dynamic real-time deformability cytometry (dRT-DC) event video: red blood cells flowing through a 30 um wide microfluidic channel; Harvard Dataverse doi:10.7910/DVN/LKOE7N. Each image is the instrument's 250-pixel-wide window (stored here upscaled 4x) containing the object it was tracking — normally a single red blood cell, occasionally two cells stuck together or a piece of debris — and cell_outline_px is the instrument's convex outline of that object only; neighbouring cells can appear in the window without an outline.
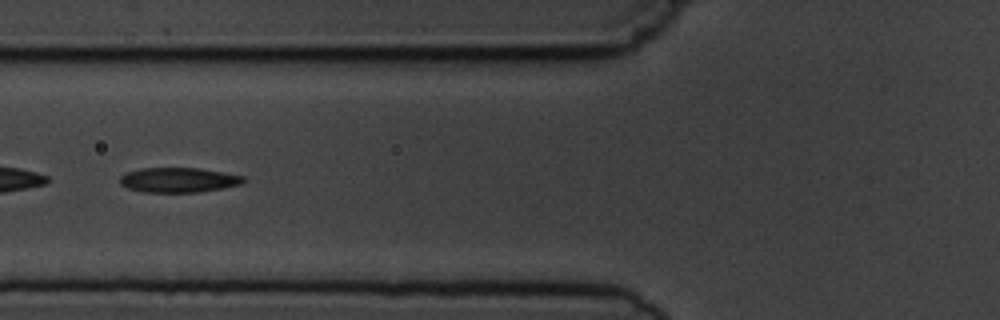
{"species": "common noctule bat (a hibernating species)", "species_latin": "Nyctalus noctula", "temperature_condition": "cold", "stored_images_in_passage": 7, "camera_frame_rate_fps": 3000, "um_per_image_px": 0.085, "animal": {"sex": "male", "body_mass_g": 19.5, "forearm_length_mm": 54.6}, "frame": {"image": 1, "passage_image": 5, "time_ms": 4.667, "image_size_px": [1000, 320], "cell_outline_px": [[248, 180], [240, 184], [220, 188], [196, 192], [144, 192], [128, 188], [120, 184], [120, 176], [128, 172], [140, 168], [200, 168], [224, 172], [244, 176]], "centroid_in_image_um": [15.18, 15.29], "position_along_channel_um": 110.6, "area_um2": 17.8}}
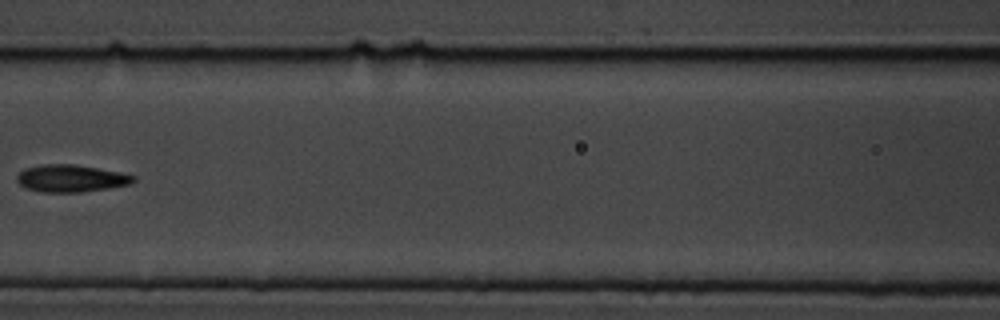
{"frame": {"image": 2, "passage_image": 6, "time_ms": 6.0, "image_size_px": [1000, 320], "cell_outline_px": [[136, 180], [132, 184], [108, 188], [80, 192], [40, 192], [28, 188], [20, 184], [16, 180], [16, 176], [24, 168], [44, 164], [76, 164], [120, 172], [136, 176]], "centroid_in_image_um": [6.05, 15.15], "position_along_channel_um": 160.5, "area_um2": 18.55}}
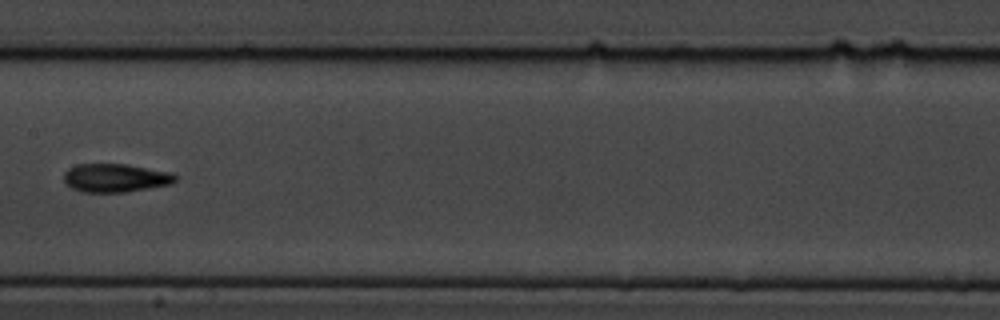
{"frame": {"image": 3, "passage_image": 7, "time_ms": 7.0, "image_size_px": [1000, 320], "cell_outline_px": [[180, 176], [172, 184], [124, 192], [80, 192], [72, 188], [64, 180], [64, 172], [68, 168], [76, 164], [124, 164], [172, 172]], "centroid_in_image_um": [9.83, 15.12], "position_along_channel_um": 197.6, "area_um2": 18.55}}